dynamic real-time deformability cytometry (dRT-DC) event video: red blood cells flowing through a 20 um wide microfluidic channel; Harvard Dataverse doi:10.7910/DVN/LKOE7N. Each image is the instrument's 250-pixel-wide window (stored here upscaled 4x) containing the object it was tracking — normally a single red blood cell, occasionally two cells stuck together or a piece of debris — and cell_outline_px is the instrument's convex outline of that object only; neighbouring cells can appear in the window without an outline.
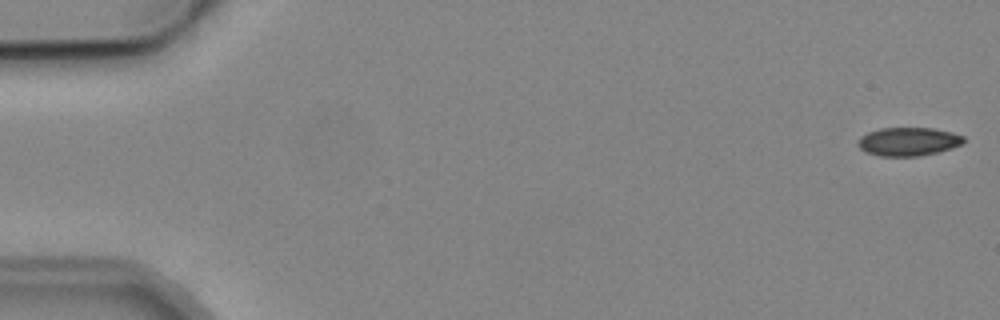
{"species": "common noctule bat (a hibernating species)", "species_latin": "Nyctalus noctula", "temperature_condition": "cold", "stored_images_in_passage": 5, "camera_frame_rate_fps": 3000, "um_per_image_px": 0.085, "animal": {"sex": "male", "body_mass_g": 19.2, "forearm_length_mm": 51.8}, "frame": {"image": 1, "passage_image": 1, "time_ms": 0.0, "image_size_px": [1000, 320], "cell_outline_px": [[964, 144], [952, 148], [920, 156], [880, 156], [868, 152], [860, 148], [856, 144], [860, 136], [868, 132], [880, 128], [932, 128], [952, 132], [964, 136]], "centroid_in_image_um": [77.22, 12.03], "position_along_channel_um": 7.8, "area_um2": 17.57}}
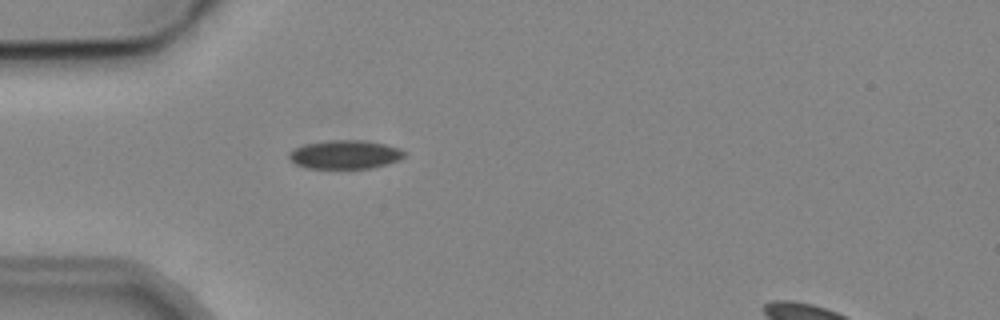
{"frame": {"image": 2, "passage_image": 5, "time_ms": 5.0, "image_size_px": [1000, 320], "cell_outline_px": [[404, 156], [400, 160], [388, 164], [372, 168], [308, 168], [296, 164], [288, 156], [288, 152], [304, 144], [328, 140], [364, 140], [384, 144], [400, 148], [404, 152]], "centroid_in_image_um": [29.34, 13.13], "position_along_channel_um": 55.7, "area_um2": 19.25}}